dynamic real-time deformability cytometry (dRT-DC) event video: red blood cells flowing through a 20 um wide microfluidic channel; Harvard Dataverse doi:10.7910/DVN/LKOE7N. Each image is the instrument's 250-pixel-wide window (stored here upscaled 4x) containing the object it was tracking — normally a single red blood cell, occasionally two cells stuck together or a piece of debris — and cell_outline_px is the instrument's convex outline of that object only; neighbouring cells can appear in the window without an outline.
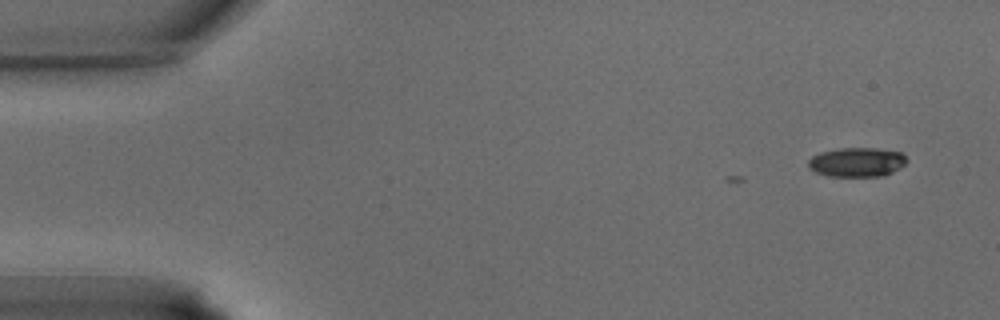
{"species": "common noctule bat (a hibernating species)", "species_latin": "Nyctalus noctula", "temperature_condition": "warm", "stored_images_in_passage": 7, "camera_frame_rate_fps": 3000, "um_per_image_px": 0.085, "animal": {"sex": "male", "body_mass_g": 15.6}, "frame": {"image": 1, "passage_image": 1, "time_ms": 0.0, "image_size_px": [1000, 320], "cell_outline_px": [[908, 160], [900, 168], [884, 176], [828, 176], [816, 172], [808, 168], [808, 160], [812, 156], [820, 152], [840, 148], [876, 148], [900, 152]], "centroid_in_image_um": [72.82, 13.78], "position_along_channel_um": 12.2, "area_um2": 16.82}}